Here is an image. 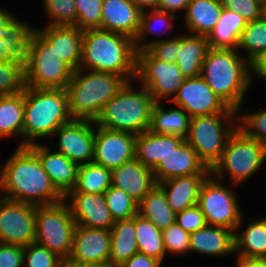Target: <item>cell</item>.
I'll list each match as a JSON object with an SVG mask.
<instances>
[{"instance_id": "42", "label": "cell", "mask_w": 266, "mask_h": 267, "mask_svg": "<svg viewBox=\"0 0 266 267\" xmlns=\"http://www.w3.org/2000/svg\"><path fill=\"white\" fill-rule=\"evenodd\" d=\"M45 15L53 26H75L77 9L74 0H43Z\"/></svg>"}, {"instance_id": "30", "label": "cell", "mask_w": 266, "mask_h": 267, "mask_svg": "<svg viewBox=\"0 0 266 267\" xmlns=\"http://www.w3.org/2000/svg\"><path fill=\"white\" fill-rule=\"evenodd\" d=\"M24 109L25 89L16 94L0 95V139L20 136L19 147H23Z\"/></svg>"}, {"instance_id": "10", "label": "cell", "mask_w": 266, "mask_h": 267, "mask_svg": "<svg viewBox=\"0 0 266 267\" xmlns=\"http://www.w3.org/2000/svg\"><path fill=\"white\" fill-rule=\"evenodd\" d=\"M75 227L76 223L64 199L55 204L36 206L35 243L64 261L71 254Z\"/></svg>"}, {"instance_id": "50", "label": "cell", "mask_w": 266, "mask_h": 267, "mask_svg": "<svg viewBox=\"0 0 266 267\" xmlns=\"http://www.w3.org/2000/svg\"><path fill=\"white\" fill-rule=\"evenodd\" d=\"M25 247L0 243V267H24Z\"/></svg>"}, {"instance_id": "19", "label": "cell", "mask_w": 266, "mask_h": 267, "mask_svg": "<svg viewBox=\"0 0 266 267\" xmlns=\"http://www.w3.org/2000/svg\"><path fill=\"white\" fill-rule=\"evenodd\" d=\"M111 231L76 225L71 254L64 262H109Z\"/></svg>"}, {"instance_id": "20", "label": "cell", "mask_w": 266, "mask_h": 267, "mask_svg": "<svg viewBox=\"0 0 266 267\" xmlns=\"http://www.w3.org/2000/svg\"><path fill=\"white\" fill-rule=\"evenodd\" d=\"M156 183L177 176L210 174V169L198 158L196 151L184 139L152 169Z\"/></svg>"}, {"instance_id": "38", "label": "cell", "mask_w": 266, "mask_h": 267, "mask_svg": "<svg viewBox=\"0 0 266 267\" xmlns=\"http://www.w3.org/2000/svg\"><path fill=\"white\" fill-rule=\"evenodd\" d=\"M244 50V57L251 63L266 50V13L259 19L248 22L242 32L238 51Z\"/></svg>"}, {"instance_id": "9", "label": "cell", "mask_w": 266, "mask_h": 267, "mask_svg": "<svg viewBox=\"0 0 266 267\" xmlns=\"http://www.w3.org/2000/svg\"><path fill=\"white\" fill-rule=\"evenodd\" d=\"M25 83L33 88L65 89L74 70L34 30L24 60Z\"/></svg>"}, {"instance_id": "6", "label": "cell", "mask_w": 266, "mask_h": 267, "mask_svg": "<svg viewBox=\"0 0 266 267\" xmlns=\"http://www.w3.org/2000/svg\"><path fill=\"white\" fill-rule=\"evenodd\" d=\"M132 81L112 97L94 121L96 125L113 131L141 134L150 128L151 111L154 105L148 90L133 87Z\"/></svg>"}, {"instance_id": "4", "label": "cell", "mask_w": 266, "mask_h": 267, "mask_svg": "<svg viewBox=\"0 0 266 267\" xmlns=\"http://www.w3.org/2000/svg\"><path fill=\"white\" fill-rule=\"evenodd\" d=\"M72 119L66 89L25 87L23 147L36 143V139L52 137Z\"/></svg>"}, {"instance_id": "41", "label": "cell", "mask_w": 266, "mask_h": 267, "mask_svg": "<svg viewBox=\"0 0 266 267\" xmlns=\"http://www.w3.org/2000/svg\"><path fill=\"white\" fill-rule=\"evenodd\" d=\"M104 197L114 221L132 219L137 214L138 203L123 190L111 185Z\"/></svg>"}, {"instance_id": "32", "label": "cell", "mask_w": 266, "mask_h": 267, "mask_svg": "<svg viewBox=\"0 0 266 267\" xmlns=\"http://www.w3.org/2000/svg\"><path fill=\"white\" fill-rule=\"evenodd\" d=\"M137 213L160 230L176 223V213L169 206L166 194L158 184L138 203Z\"/></svg>"}, {"instance_id": "45", "label": "cell", "mask_w": 266, "mask_h": 267, "mask_svg": "<svg viewBox=\"0 0 266 267\" xmlns=\"http://www.w3.org/2000/svg\"><path fill=\"white\" fill-rule=\"evenodd\" d=\"M238 128L249 138L266 146V109L254 113H238Z\"/></svg>"}, {"instance_id": "17", "label": "cell", "mask_w": 266, "mask_h": 267, "mask_svg": "<svg viewBox=\"0 0 266 267\" xmlns=\"http://www.w3.org/2000/svg\"><path fill=\"white\" fill-rule=\"evenodd\" d=\"M64 200L68 203L76 225L111 230L115 223L104 194L69 192Z\"/></svg>"}, {"instance_id": "49", "label": "cell", "mask_w": 266, "mask_h": 267, "mask_svg": "<svg viewBox=\"0 0 266 267\" xmlns=\"http://www.w3.org/2000/svg\"><path fill=\"white\" fill-rule=\"evenodd\" d=\"M176 223L189 234L207 225L205 216L198 204L176 214Z\"/></svg>"}, {"instance_id": "24", "label": "cell", "mask_w": 266, "mask_h": 267, "mask_svg": "<svg viewBox=\"0 0 266 267\" xmlns=\"http://www.w3.org/2000/svg\"><path fill=\"white\" fill-rule=\"evenodd\" d=\"M190 251L221 258L234 255V231L226 227L206 225L190 234Z\"/></svg>"}, {"instance_id": "13", "label": "cell", "mask_w": 266, "mask_h": 267, "mask_svg": "<svg viewBox=\"0 0 266 267\" xmlns=\"http://www.w3.org/2000/svg\"><path fill=\"white\" fill-rule=\"evenodd\" d=\"M36 206L0 196V243L26 247L35 243Z\"/></svg>"}, {"instance_id": "25", "label": "cell", "mask_w": 266, "mask_h": 267, "mask_svg": "<svg viewBox=\"0 0 266 267\" xmlns=\"http://www.w3.org/2000/svg\"><path fill=\"white\" fill-rule=\"evenodd\" d=\"M209 174L177 176L157 183L165 192L168 204L177 214L198 204L201 184Z\"/></svg>"}, {"instance_id": "46", "label": "cell", "mask_w": 266, "mask_h": 267, "mask_svg": "<svg viewBox=\"0 0 266 267\" xmlns=\"http://www.w3.org/2000/svg\"><path fill=\"white\" fill-rule=\"evenodd\" d=\"M165 252L173 255L190 253V234L177 223L162 230Z\"/></svg>"}, {"instance_id": "11", "label": "cell", "mask_w": 266, "mask_h": 267, "mask_svg": "<svg viewBox=\"0 0 266 267\" xmlns=\"http://www.w3.org/2000/svg\"><path fill=\"white\" fill-rule=\"evenodd\" d=\"M225 186L211 173L201 184L198 205L205 216L207 225L240 230L243 222L235 191Z\"/></svg>"}, {"instance_id": "47", "label": "cell", "mask_w": 266, "mask_h": 267, "mask_svg": "<svg viewBox=\"0 0 266 267\" xmlns=\"http://www.w3.org/2000/svg\"><path fill=\"white\" fill-rule=\"evenodd\" d=\"M24 267H64V260L47 248L32 243L25 247Z\"/></svg>"}, {"instance_id": "7", "label": "cell", "mask_w": 266, "mask_h": 267, "mask_svg": "<svg viewBox=\"0 0 266 267\" xmlns=\"http://www.w3.org/2000/svg\"><path fill=\"white\" fill-rule=\"evenodd\" d=\"M266 161V146L247 137L239 128L228 139L220 160L210 173L223 180L229 175L231 187L236 188L260 171ZM226 173V175L224 174Z\"/></svg>"}, {"instance_id": "22", "label": "cell", "mask_w": 266, "mask_h": 267, "mask_svg": "<svg viewBox=\"0 0 266 267\" xmlns=\"http://www.w3.org/2000/svg\"><path fill=\"white\" fill-rule=\"evenodd\" d=\"M141 12L131 0H103L102 29L134 40L140 28Z\"/></svg>"}, {"instance_id": "15", "label": "cell", "mask_w": 266, "mask_h": 267, "mask_svg": "<svg viewBox=\"0 0 266 267\" xmlns=\"http://www.w3.org/2000/svg\"><path fill=\"white\" fill-rule=\"evenodd\" d=\"M57 136L56 152L62 153L78 165L91 163L94 158L95 122L72 119L52 135Z\"/></svg>"}, {"instance_id": "28", "label": "cell", "mask_w": 266, "mask_h": 267, "mask_svg": "<svg viewBox=\"0 0 266 267\" xmlns=\"http://www.w3.org/2000/svg\"><path fill=\"white\" fill-rule=\"evenodd\" d=\"M222 11L221 0H191L185 12V30L207 36L219 22Z\"/></svg>"}, {"instance_id": "5", "label": "cell", "mask_w": 266, "mask_h": 267, "mask_svg": "<svg viewBox=\"0 0 266 267\" xmlns=\"http://www.w3.org/2000/svg\"><path fill=\"white\" fill-rule=\"evenodd\" d=\"M128 82L125 77L113 73L82 69L74 71L65 88L71 117L95 121L104 105Z\"/></svg>"}, {"instance_id": "14", "label": "cell", "mask_w": 266, "mask_h": 267, "mask_svg": "<svg viewBox=\"0 0 266 267\" xmlns=\"http://www.w3.org/2000/svg\"><path fill=\"white\" fill-rule=\"evenodd\" d=\"M171 101L183 108L191 118L238 113L218 97L201 76L186 78Z\"/></svg>"}, {"instance_id": "16", "label": "cell", "mask_w": 266, "mask_h": 267, "mask_svg": "<svg viewBox=\"0 0 266 267\" xmlns=\"http://www.w3.org/2000/svg\"><path fill=\"white\" fill-rule=\"evenodd\" d=\"M136 135L113 131L95 124V164L113 170L135 158Z\"/></svg>"}, {"instance_id": "43", "label": "cell", "mask_w": 266, "mask_h": 267, "mask_svg": "<svg viewBox=\"0 0 266 267\" xmlns=\"http://www.w3.org/2000/svg\"><path fill=\"white\" fill-rule=\"evenodd\" d=\"M77 9L76 27L80 30L102 29L103 0H74Z\"/></svg>"}, {"instance_id": "57", "label": "cell", "mask_w": 266, "mask_h": 267, "mask_svg": "<svg viewBox=\"0 0 266 267\" xmlns=\"http://www.w3.org/2000/svg\"><path fill=\"white\" fill-rule=\"evenodd\" d=\"M141 11L158 9L161 0H131Z\"/></svg>"}, {"instance_id": "34", "label": "cell", "mask_w": 266, "mask_h": 267, "mask_svg": "<svg viewBox=\"0 0 266 267\" xmlns=\"http://www.w3.org/2000/svg\"><path fill=\"white\" fill-rule=\"evenodd\" d=\"M111 252L109 261L119 267L138 253L135 216L132 219L115 221L111 228Z\"/></svg>"}, {"instance_id": "18", "label": "cell", "mask_w": 266, "mask_h": 267, "mask_svg": "<svg viewBox=\"0 0 266 267\" xmlns=\"http://www.w3.org/2000/svg\"><path fill=\"white\" fill-rule=\"evenodd\" d=\"M27 147L40 159L42 168L63 197L75 188L79 167L77 163L69 160L62 153L53 151L50 144L36 142Z\"/></svg>"}, {"instance_id": "56", "label": "cell", "mask_w": 266, "mask_h": 267, "mask_svg": "<svg viewBox=\"0 0 266 267\" xmlns=\"http://www.w3.org/2000/svg\"><path fill=\"white\" fill-rule=\"evenodd\" d=\"M64 267H117L109 262H64Z\"/></svg>"}, {"instance_id": "51", "label": "cell", "mask_w": 266, "mask_h": 267, "mask_svg": "<svg viewBox=\"0 0 266 267\" xmlns=\"http://www.w3.org/2000/svg\"><path fill=\"white\" fill-rule=\"evenodd\" d=\"M162 262L142 253H136L119 267H161Z\"/></svg>"}, {"instance_id": "27", "label": "cell", "mask_w": 266, "mask_h": 267, "mask_svg": "<svg viewBox=\"0 0 266 267\" xmlns=\"http://www.w3.org/2000/svg\"><path fill=\"white\" fill-rule=\"evenodd\" d=\"M246 25V20L240 14L223 7L219 22L206 36L209 48L238 50Z\"/></svg>"}, {"instance_id": "1", "label": "cell", "mask_w": 266, "mask_h": 267, "mask_svg": "<svg viewBox=\"0 0 266 267\" xmlns=\"http://www.w3.org/2000/svg\"><path fill=\"white\" fill-rule=\"evenodd\" d=\"M0 196L34 206L58 203L64 197L42 168L40 159L26 146L0 164Z\"/></svg>"}, {"instance_id": "52", "label": "cell", "mask_w": 266, "mask_h": 267, "mask_svg": "<svg viewBox=\"0 0 266 267\" xmlns=\"http://www.w3.org/2000/svg\"><path fill=\"white\" fill-rule=\"evenodd\" d=\"M251 79L257 77L266 81V50L261 52L251 63Z\"/></svg>"}, {"instance_id": "37", "label": "cell", "mask_w": 266, "mask_h": 267, "mask_svg": "<svg viewBox=\"0 0 266 267\" xmlns=\"http://www.w3.org/2000/svg\"><path fill=\"white\" fill-rule=\"evenodd\" d=\"M112 185V170L94 162L78 167L77 183L70 192L104 194Z\"/></svg>"}, {"instance_id": "8", "label": "cell", "mask_w": 266, "mask_h": 267, "mask_svg": "<svg viewBox=\"0 0 266 267\" xmlns=\"http://www.w3.org/2000/svg\"><path fill=\"white\" fill-rule=\"evenodd\" d=\"M236 118L238 113H219L191 118L189 133L185 140L210 170L220 160L228 139L238 128Z\"/></svg>"}, {"instance_id": "21", "label": "cell", "mask_w": 266, "mask_h": 267, "mask_svg": "<svg viewBox=\"0 0 266 267\" xmlns=\"http://www.w3.org/2000/svg\"><path fill=\"white\" fill-rule=\"evenodd\" d=\"M34 29L55 53L74 71L80 67L82 58L83 30L76 26L45 25L44 29Z\"/></svg>"}, {"instance_id": "53", "label": "cell", "mask_w": 266, "mask_h": 267, "mask_svg": "<svg viewBox=\"0 0 266 267\" xmlns=\"http://www.w3.org/2000/svg\"><path fill=\"white\" fill-rule=\"evenodd\" d=\"M191 0H161L158 10L176 15L178 11L187 10Z\"/></svg>"}, {"instance_id": "2", "label": "cell", "mask_w": 266, "mask_h": 267, "mask_svg": "<svg viewBox=\"0 0 266 267\" xmlns=\"http://www.w3.org/2000/svg\"><path fill=\"white\" fill-rule=\"evenodd\" d=\"M136 63L133 39L100 28L83 30L79 69L121 75L130 82L136 78Z\"/></svg>"}, {"instance_id": "31", "label": "cell", "mask_w": 266, "mask_h": 267, "mask_svg": "<svg viewBox=\"0 0 266 267\" xmlns=\"http://www.w3.org/2000/svg\"><path fill=\"white\" fill-rule=\"evenodd\" d=\"M163 103H154L149 130L156 134L188 136L191 117L181 108H163Z\"/></svg>"}, {"instance_id": "3", "label": "cell", "mask_w": 266, "mask_h": 267, "mask_svg": "<svg viewBox=\"0 0 266 267\" xmlns=\"http://www.w3.org/2000/svg\"><path fill=\"white\" fill-rule=\"evenodd\" d=\"M200 76L230 108L241 111L252 79L250 62L238 50L209 48Z\"/></svg>"}, {"instance_id": "48", "label": "cell", "mask_w": 266, "mask_h": 267, "mask_svg": "<svg viewBox=\"0 0 266 267\" xmlns=\"http://www.w3.org/2000/svg\"><path fill=\"white\" fill-rule=\"evenodd\" d=\"M222 6L240 14L246 22L261 18L266 13L263 0H221Z\"/></svg>"}, {"instance_id": "44", "label": "cell", "mask_w": 266, "mask_h": 267, "mask_svg": "<svg viewBox=\"0 0 266 267\" xmlns=\"http://www.w3.org/2000/svg\"><path fill=\"white\" fill-rule=\"evenodd\" d=\"M181 48V35H176L173 38H158L154 40L144 41V50H147L155 59L167 62L176 63L178 50Z\"/></svg>"}, {"instance_id": "39", "label": "cell", "mask_w": 266, "mask_h": 267, "mask_svg": "<svg viewBox=\"0 0 266 267\" xmlns=\"http://www.w3.org/2000/svg\"><path fill=\"white\" fill-rule=\"evenodd\" d=\"M176 17L177 16L171 13L159 11L158 9L142 11L140 17V28L136 38L134 39L136 51L144 50V40L147 39V35L149 36L151 33L164 35V33H167L166 31H171ZM159 26H161V29L162 27H165L162 30V32L164 31L163 33L161 31L157 33L156 29Z\"/></svg>"}, {"instance_id": "35", "label": "cell", "mask_w": 266, "mask_h": 267, "mask_svg": "<svg viewBox=\"0 0 266 267\" xmlns=\"http://www.w3.org/2000/svg\"><path fill=\"white\" fill-rule=\"evenodd\" d=\"M35 27L28 22L18 19L14 14L7 23L0 28V38L4 39L5 52L12 58L25 60L31 34Z\"/></svg>"}, {"instance_id": "23", "label": "cell", "mask_w": 266, "mask_h": 267, "mask_svg": "<svg viewBox=\"0 0 266 267\" xmlns=\"http://www.w3.org/2000/svg\"><path fill=\"white\" fill-rule=\"evenodd\" d=\"M152 169L136 158L112 170V186H115L137 203L156 185Z\"/></svg>"}, {"instance_id": "26", "label": "cell", "mask_w": 266, "mask_h": 267, "mask_svg": "<svg viewBox=\"0 0 266 267\" xmlns=\"http://www.w3.org/2000/svg\"><path fill=\"white\" fill-rule=\"evenodd\" d=\"M183 140V137L176 135L156 134L147 130L136 135L135 158L144 166L153 169Z\"/></svg>"}, {"instance_id": "36", "label": "cell", "mask_w": 266, "mask_h": 267, "mask_svg": "<svg viewBox=\"0 0 266 267\" xmlns=\"http://www.w3.org/2000/svg\"><path fill=\"white\" fill-rule=\"evenodd\" d=\"M135 230L138 252L156 258L163 263L166 252L163 245L162 230L138 213L135 215Z\"/></svg>"}, {"instance_id": "33", "label": "cell", "mask_w": 266, "mask_h": 267, "mask_svg": "<svg viewBox=\"0 0 266 267\" xmlns=\"http://www.w3.org/2000/svg\"><path fill=\"white\" fill-rule=\"evenodd\" d=\"M251 221L242 232H234L235 255L266 258V217H252Z\"/></svg>"}, {"instance_id": "29", "label": "cell", "mask_w": 266, "mask_h": 267, "mask_svg": "<svg viewBox=\"0 0 266 267\" xmlns=\"http://www.w3.org/2000/svg\"><path fill=\"white\" fill-rule=\"evenodd\" d=\"M209 50L208 40L204 35L188 33L181 35V48L178 50L177 67L186 78L200 76L203 61Z\"/></svg>"}, {"instance_id": "54", "label": "cell", "mask_w": 266, "mask_h": 267, "mask_svg": "<svg viewBox=\"0 0 266 267\" xmlns=\"http://www.w3.org/2000/svg\"><path fill=\"white\" fill-rule=\"evenodd\" d=\"M13 15L14 13L9 12L8 9L0 7V28L3 27ZM10 58L12 57L5 52L4 39L0 38V61L9 60Z\"/></svg>"}, {"instance_id": "55", "label": "cell", "mask_w": 266, "mask_h": 267, "mask_svg": "<svg viewBox=\"0 0 266 267\" xmlns=\"http://www.w3.org/2000/svg\"><path fill=\"white\" fill-rule=\"evenodd\" d=\"M237 267H266V258H245L237 256Z\"/></svg>"}, {"instance_id": "40", "label": "cell", "mask_w": 266, "mask_h": 267, "mask_svg": "<svg viewBox=\"0 0 266 267\" xmlns=\"http://www.w3.org/2000/svg\"><path fill=\"white\" fill-rule=\"evenodd\" d=\"M24 60L10 58L0 61V95H11L24 91Z\"/></svg>"}, {"instance_id": "12", "label": "cell", "mask_w": 266, "mask_h": 267, "mask_svg": "<svg viewBox=\"0 0 266 267\" xmlns=\"http://www.w3.org/2000/svg\"><path fill=\"white\" fill-rule=\"evenodd\" d=\"M135 79L148 90L155 103H160L163 99L171 102L186 77L176 63L155 59L147 50H142L137 51Z\"/></svg>"}]
</instances>
